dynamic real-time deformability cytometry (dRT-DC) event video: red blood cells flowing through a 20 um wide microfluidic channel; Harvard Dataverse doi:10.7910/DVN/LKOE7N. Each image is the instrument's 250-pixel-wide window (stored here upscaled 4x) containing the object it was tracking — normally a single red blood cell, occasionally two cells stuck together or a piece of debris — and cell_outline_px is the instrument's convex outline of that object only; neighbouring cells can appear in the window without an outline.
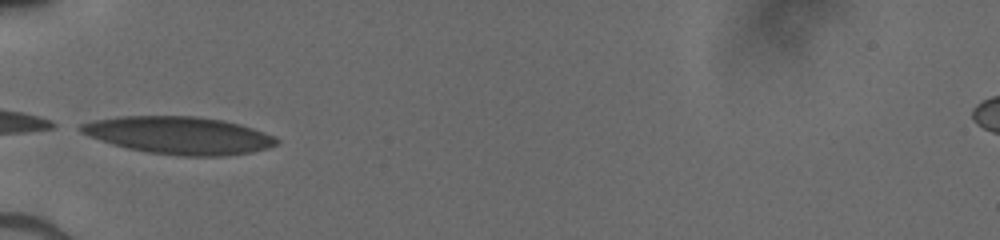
{"species": "human", "species_latin": "Homo sapiens", "temperature_condition": "cold", "stored_images_in_passage": 19, "camera_frame_rate_fps": 3000, "um_per_image_px": 0.085, "donor": {"sex": "male"}, "frame": {"image": 1, "passage_image": 1, "time_ms": 0.0, "image_size_px": [1000, 240], "cell_outline_px": [[280, 140], [276, 144], [268, 148], [252, 152], [224, 156], [184, 156], [148, 152], [128, 148], [112, 144], [88, 136], [72, 128], [80, 124], [92, 120], [120, 116], [196, 116], [224, 120], [240, 124], [276, 136]], "centroid_in_image_um": [15.18, 11.49], "position_along_channel_um": 69.8, "area_um2": 43.06}}
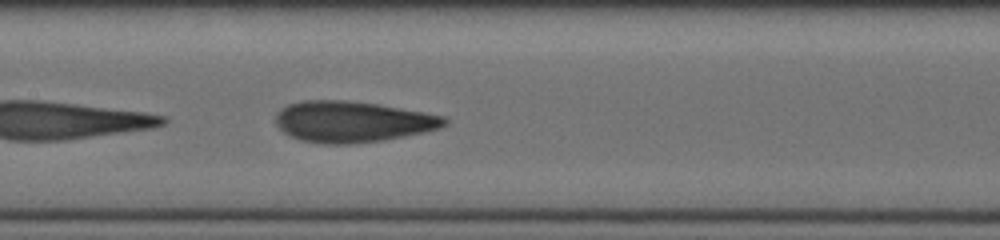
{"frame": {"image": 2, "passage_image": 9, "time_ms": 2.667, "image_size_px": [1000, 240], "cell_outline_px": [[448, 124], [440, 128], [424, 132], [384, 140], [348, 144], [320, 144], [300, 140], [288, 136], [276, 124], [276, 112], [280, 108], [288, 104], [304, 100], [344, 100], [376, 104], [444, 116], [448, 120]], "centroid_in_image_um": [29.91, 10.35], "position_along_channel_um": 177.5, "area_um2": 40.4}}
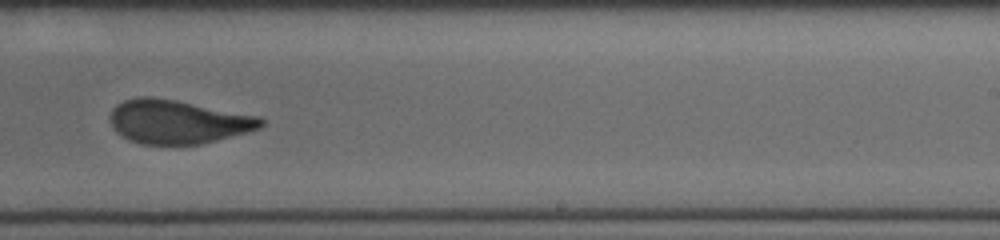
{"frame": {"image": 3, "passage_image": 16, "time_ms": 5.0, "image_size_px": [1000, 240], "cell_outline_px": [[264, 124], [260, 128], [248, 132], [200, 144], [140, 144], [128, 140], [116, 132], [112, 128], [112, 108], [116, 104], [124, 100], [140, 96], [152, 96], [176, 100], [260, 116], [264, 120]], "centroid_in_image_um": [15.11, 10.34], "position_along_channel_um": 273.9, "area_um2": 38.49}}